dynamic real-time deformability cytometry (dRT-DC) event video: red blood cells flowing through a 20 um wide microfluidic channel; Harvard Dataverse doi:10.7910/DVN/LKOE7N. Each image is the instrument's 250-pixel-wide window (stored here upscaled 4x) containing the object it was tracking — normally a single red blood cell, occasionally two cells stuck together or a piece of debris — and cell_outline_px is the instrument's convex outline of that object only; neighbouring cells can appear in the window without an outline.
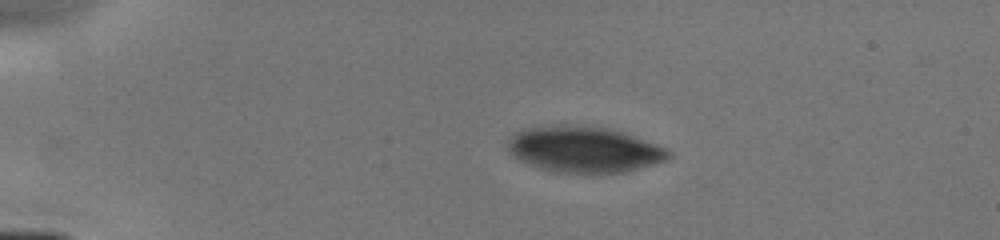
{"species": "human", "species_latin": "Homo sapiens", "temperature_condition": "cold", "stored_images_in_passage": 46, "camera_frame_rate_fps": 3000, "um_per_image_px": 0.085, "donor": {"sex": "male"}, "frame": {"image": 1, "passage_image": 1, "time_ms": 0.0, "image_size_px": [1000, 240], "cell_outline_px": [[672, 156], [664, 160], [640, 168], [624, 172], [556, 172], [520, 160], [508, 152], [508, 136], [524, 128], [552, 124], [580, 124], [604, 128], [620, 132], [668, 148], [672, 152]], "centroid_in_image_um": [49.61, 12.67], "position_along_channel_um": 35.4, "area_um2": 42.83}}
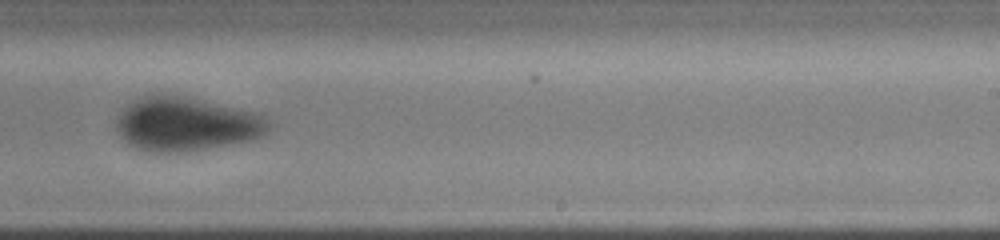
{"frame": {"image": 2, "passage_image": 23, "time_ms": 7.0, "image_size_px": [1000, 240], "cell_outline_px": [[272, 124], [268, 132], [264, 136], [248, 140], [188, 152], [152, 152], [136, 148], [120, 136], [116, 124], [116, 116], [132, 100], [152, 92], [156, 92], [180, 96], [264, 112], [272, 120]], "centroid_in_image_um": [15.89, 10.52], "position_along_channel_um": 273.1, "area_um2": 48.73}}
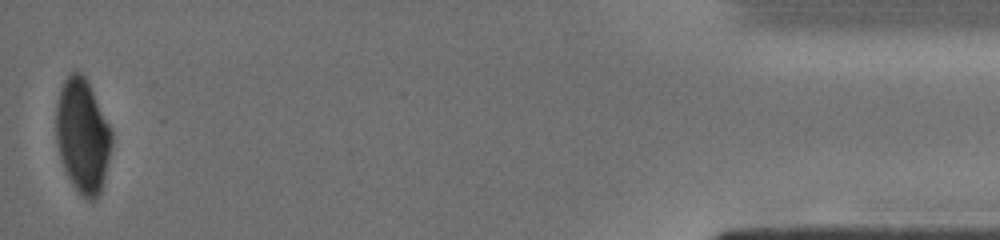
{"frame": {"image": 3, "passage_image": 46, "time_ms": 12.333, "image_size_px": [1000, 240], "cell_outline_px": [[112, 144], [100, 192], [96, 200], [88, 200], [80, 196], [72, 184], [64, 168], [56, 144], [56, 104], [60, 88], [64, 80], [72, 72], [80, 72], [84, 76], [112, 128]], "centroid_in_image_um": [7.01, 11.56], "position_along_channel_um": 428.2, "area_um2": 36.88}}